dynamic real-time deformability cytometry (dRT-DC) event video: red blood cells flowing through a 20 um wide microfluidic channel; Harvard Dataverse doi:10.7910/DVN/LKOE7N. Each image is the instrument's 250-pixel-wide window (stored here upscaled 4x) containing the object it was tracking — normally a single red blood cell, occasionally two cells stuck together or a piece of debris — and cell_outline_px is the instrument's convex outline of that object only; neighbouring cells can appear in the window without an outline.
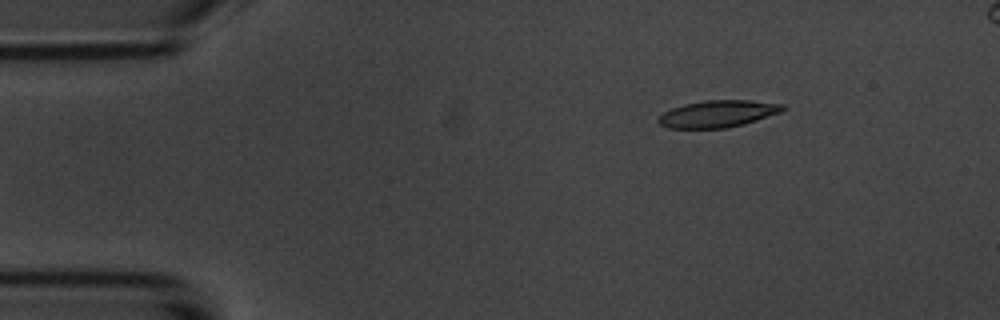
{"species": "common noctule bat (a hibernating species)", "species_latin": "Nyctalus noctula", "temperature_condition": "room temperature", "stored_images_in_passage": 6, "camera_frame_rate_fps": 3000, "um_per_image_px": 0.085, "animal": {"sex": "male", "body_mass_g": 20.1, "forearm_length_mm": 53.5}, "frame": {"image": 1, "passage_image": 3, "time_ms": 2.333, "image_size_px": [1000, 320], "cell_outline_px": [[784, 108], [780, 112], [744, 124], [724, 128], [668, 128], [660, 124], [656, 120], [664, 112], [672, 108], [684, 104], [704, 100], [752, 100], [784, 104]], "centroid_in_image_um": [61.0, 9.67], "position_along_channel_um": 24.0, "area_um2": 19.42}}